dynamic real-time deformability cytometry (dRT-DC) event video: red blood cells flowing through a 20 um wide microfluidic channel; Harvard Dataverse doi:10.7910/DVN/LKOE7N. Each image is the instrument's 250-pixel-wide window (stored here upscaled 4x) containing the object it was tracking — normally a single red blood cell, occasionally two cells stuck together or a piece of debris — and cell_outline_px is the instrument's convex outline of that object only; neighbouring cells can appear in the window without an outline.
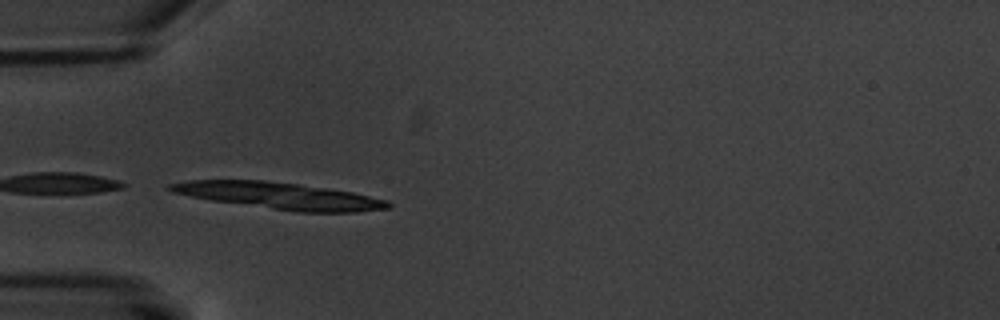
{"species": "common noctule bat (a hibernating species)", "species_latin": "Nyctalus noctula", "temperature_condition": "warm", "stored_images_in_passage": 8, "camera_frame_rate_fps": 3000, "um_per_image_px": 0.085, "animal": {"sex": "male", "body_mass_g": 20.1, "forearm_length_mm": 53.5}, "frame": {"image": 1, "passage_image": 6, "time_ms": 6.0, "image_size_px": [1000, 320], "cell_outline_px": [[392, 204], [388, 208], [356, 212], [296, 212], [212, 200], [172, 192], [164, 188], [168, 184], [188, 180], [264, 180], [300, 184], [352, 192], [388, 200]], "centroid_in_image_um": [23.74, 16.63], "position_along_channel_um": 61.3, "area_um2": 33.76}}